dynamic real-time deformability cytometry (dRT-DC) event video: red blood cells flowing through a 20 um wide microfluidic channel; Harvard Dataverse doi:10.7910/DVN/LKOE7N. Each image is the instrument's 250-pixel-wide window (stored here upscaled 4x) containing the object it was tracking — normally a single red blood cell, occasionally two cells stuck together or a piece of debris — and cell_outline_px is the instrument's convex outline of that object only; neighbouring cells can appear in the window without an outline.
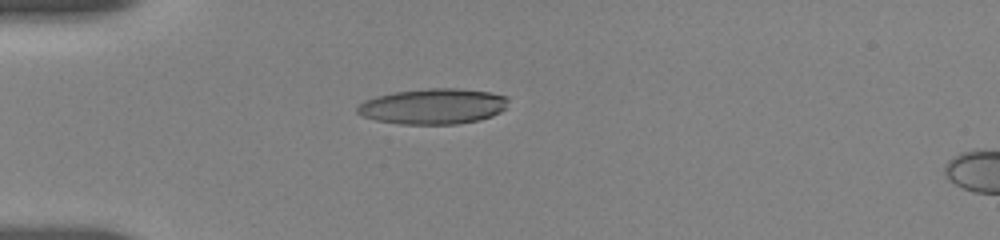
{"species": "human", "species_latin": "Homo sapiens", "temperature_condition": "room temperature", "stored_images_in_passage": 30, "camera_frame_rate_fps": 3000, "um_per_image_px": 0.085, "donor": {"sex": "female"}, "frame": {"image": 1, "passage_image": 1, "time_ms": 0.0, "image_size_px": [1000, 240], "cell_outline_px": [[508, 108], [492, 116], [480, 120], [456, 124], [400, 124], [376, 120], [364, 116], [356, 112], [356, 108], [364, 100], [376, 96], [396, 92], [428, 88], [456, 88], [488, 92], [508, 96]], "centroid_in_image_um": [36.85, 9.04], "position_along_channel_um": 48.2, "area_um2": 31.39}}
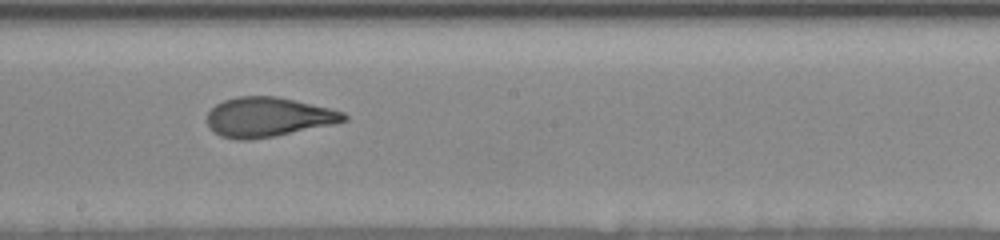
{"frame": {"image": 2, "passage_image": 16, "time_ms": 5.333, "image_size_px": [1000, 240], "cell_outline_px": [[348, 120], [332, 124], [276, 136], [248, 140], [236, 140], [220, 136], [208, 128], [208, 112], [216, 104], [224, 100], [236, 96], [276, 96], [328, 108], [344, 112], [348, 116]], "centroid_in_image_um": [22.75, 9.96], "position_along_channel_um": 225.4, "area_um2": 31.44}}
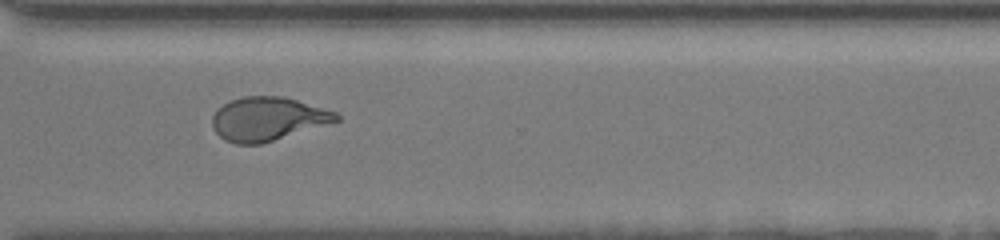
{"frame": {"image": 3, "passage_image": 29, "time_ms": 8.667, "image_size_px": [1000, 240], "cell_outline_px": [[340, 120], [260, 144], [236, 144], [224, 140], [212, 128], [212, 116], [224, 104], [232, 100], [244, 96], [280, 96], [296, 100], [336, 112], [340, 116]], "centroid_in_image_um": [22.73, 10.11], "position_along_channel_um": 347.9, "area_um2": 31.04}}